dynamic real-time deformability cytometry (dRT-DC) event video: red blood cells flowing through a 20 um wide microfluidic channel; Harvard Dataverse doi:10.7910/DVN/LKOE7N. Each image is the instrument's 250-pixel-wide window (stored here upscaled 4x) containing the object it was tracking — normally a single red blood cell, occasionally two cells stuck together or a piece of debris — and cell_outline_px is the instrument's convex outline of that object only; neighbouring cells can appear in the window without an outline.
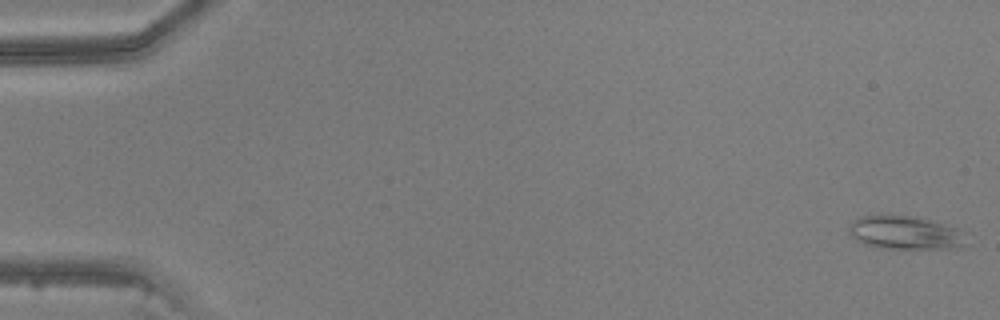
{"species": "common noctule bat (a hibernating species)", "species_latin": "Nyctalus noctula", "temperature_condition": "warm", "stored_images_in_passage": 47, "camera_frame_rate_fps": 3000, "um_per_image_px": 0.085, "animal": {"sex": "male", "body_mass_g": 20.5, "forearm_length_mm": 52.5}, "frame": {"image": 1, "passage_image": 1, "time_ms": 0.0, "image_size_px": [1000, 320], "cell_outline_px": [[972, 244], [956, 248], [888, 248], [864, 244], [856, 240], [852, 236], [848, 228], [860, 216], [916, 216], [956, 228], [964, 232]], "centroid_in_image_um": [77.05, 19.8], "position_along_channel_um": 7.9, "area_um2": 22.66}}
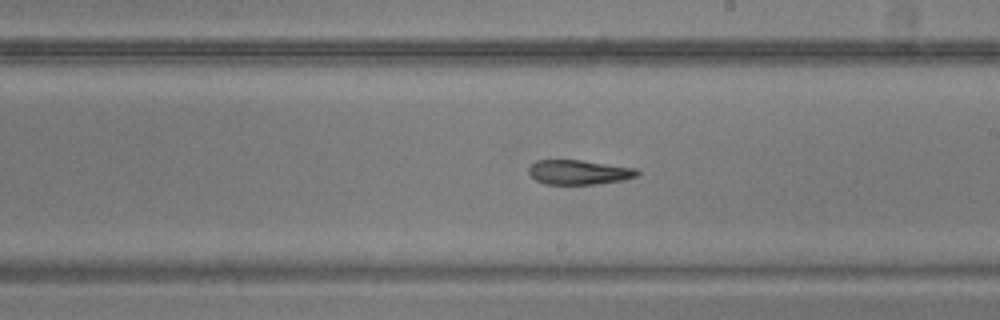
{"frame": {"image": 2, "passage_image": 28, "time_ms": 9.0, "image_size_px": [1000, 320], "cell_outline_px": [[640, 172], [636, 176], [624, 180], [596, 184], [544, 184], [536, 180], [528, 172], [528, 168], [536, 160], [580, 160], [636, 168]], "centroid_in_image_um": [49.2, 14.64], "position_along_channel_um": 239.8, "area_um2": 15.49}}
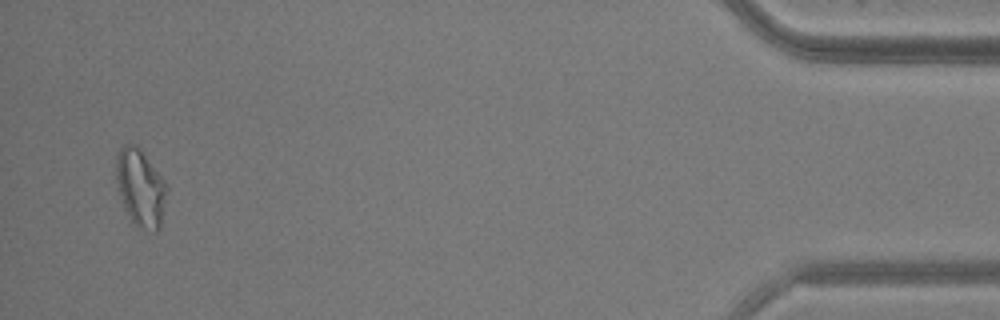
{"frame": {"image": 3, "passage_image": 46, "time_ms": 15.0, "image_size_px": [1000, 320], "cell_outline_px": [[168, 192], [160, 228], [156, 232], [152, 232], [136, 224], [132, 220], [124, 208], [120, 196], [116, 176], [116, 156], [120, 148], [124, 144], [136, 144], [140, 148], [168, 184]], "centroid_in_image_um": [11.97, 15.94], "position_along_channel_um": 423.2, "area_um2": 22.95}}